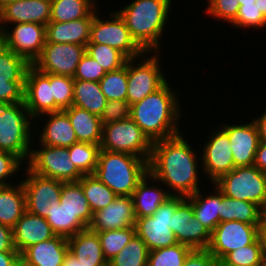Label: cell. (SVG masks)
<instances>
[{"label": "cell", "mask_w": 266, "mask_h": 266, "mask_svg": "<svg viewBox=\"0 0 266 266\" xmlns=\"http://www.w3.org/2000/svg\"><path fill=\"white\" fill-rule=\"evenodd\" d=\"M0 41L32 65L46 43V26L30 22L9 24L0 33Z\"/></svg>", "instance_id": "obj_14"}, {"label": "cell", "mask_w": 266, "mask_h": 266, "mask_svg": "<svg viewBox=\"0 0 266 266\" xmlns=\"http://www.w3.org/2000/svg\"><path fill=\"white\" fill-rule=\"evenodd\" d=\"M25 178L22 186L26 197V210L32 214L47 218L60 201L61 189L64 182L48 178L32 172L25 166Z\"/></svg>", "instance_id": "obj_13"}, {"label": "cell", "mask_w": 266, "mask_h": 266, "mask_svg": "<svg viewBox=\"0 0 266 266\" xmlns=\"http://www.w3.org/2000/svg\"><path fill=\"white\" fill-rule=\"evenodd\" d=\"M169 197L166 187L148 172L132 194L136 218L152 216Z\"/></svg>", "instance_id": "obj_24"}, {"label": "cell", "mask_w": 266, "mask_h": 266, "mask_svg": "<svg viewBox=\"0 0 266 266\" xmlns=\"http://www.w3.org/2000/svg\"><path fill=\"white\" fill-rule=\"evenodd\" d=\"M14 184L0 185V224L11 228L26 211V197L21 180Z\"/></svg>", "instance_id": "obj_29"}, {"label": "cell", "mask_w": 266, "mask_h": 266, "mask_svg": "<svg viewBox=\"0 0 266 266\" xmlns=\"http://www.w3.org/2000/svg\"><path fill=\"white\" fill-rule=\"evenodd\" d=\"M24 103L31 117L55 112L52 96V74L42 73L34 66L27 68L24 83Z\"/></svg>", "instance_id": "obj_18"}, {"label": "cell", "mask_w": 266, "mask_h": 266, "mask_svg": "<svg viewBox=\"0 0 266 266\" xmlns=\"http://www.w3.org/2000/svg\"><path fill=\"white\" fill-rule=\"evenodd\" d=\"M74 78L52 74V96L55 99V112L65 110L73 104Z\"/></svg>", "instance_id": "obj_45"}, {"label": "cell", "mask_w": 266, "mask_h": 266, "mask_svg": "<svg viewBox=\"0 0 266 266\" xmlns=\"http://www.w3.org/2000/svg\"><path fill=\"white\" fill-rule=\"evenodd\" d=\"M254 166L266 174V142L259 141Z\"/></svg>", "instance_id": "obj_54"}, {"label": "cell", "mask_w": 266, "mask_h": 266, "mask_svg": "<svg viewBox=\"0 0 266 266\" xmlns=\"http://www.w3.org/2000/svg\"><path fill=\"white\" fill-rule=\"evenodd\" d=\"M98 13L96 12L93 17L88 43L111 46L122 52L128 59L137 58L144 53L132 39L129 29L117 11L107 12L109 15V17L106 16L107 20L105 16L103 18Z\"/></svg>", "instance_id": "obj_11"}, {"label": "cell", "mask_w": 266, "mask_h": 266, "mask_svg": "<svg viewBox=\"0 0 266 266\" xmlns=\"http://www.w3.org/2000/svg\"><path fill=\"white\" fill-rule=\"evenodd\" d=\"M262 266H266V252H263Z\"/></svg>", "instance_id": "obj_63"}, {"label": "cell", "mask_w": 266, "mask_h": 266, "mask_svg": "<svg viewBox=\"0 0 266 266\" xmlns=\"http://www.w3.org/2000/svg\"><path fill=\"white\" fill-rule=\"evenodd\" d=\"M239 1V5H249V4H253L255 3L256 0H238Z\"/></svg>", "instance_id": "obj_61"}, {"label": "cell", "mask_w": 266, "mask_h": 266, "mask_svg": "<svg viewBox=\"0 0 266 266\" xmlns=\"http://www.w3.org/2000/svg\"><path fill=\"white\" fill-rule=\"evenodd\" d=\"M184 136L180 133L154 142L148 162L149 174L161 182L171 196L188 197L203 185L200 177L204 176L199 174L203 171L200 151L198 153Z\"/></svg>", "instance_id": "obj_1"}, {"label": "cell", "mask_w": 266, "mask_h": 266, "mask_svg": "<svg viewBox=\"0 0 266 266\" xmlns=\"http://www.w3.org/2000/svg\"><path fill=\"white\" fill-rule=\"evenodd\" d=\"M171 85L167 81L160 89L131 105L130 118L152 143L182 133L180 95Z\"/></svg>", "instance_id": "obj_2"}, {"label": "cell", "mask_w": 266, "mask_h": 266, "mask_svg": "<svg viewBox=\"0 0 266 266\" xmlns=\"http://www.w3.org/2000/svg\"><path fill=\"white\" fill-rule=\"evenodd\" d=\"M220 124V127L228 135L235 168L254 165L259 135L253 119L251 122H244V124L242 121L240 124H228L226 122Z\"/></svg>", "instance_id": "obj_19"}, {"label": "cell", "mask_w": 266, "mask_h": 266, "mask_svg": "<svg viewBox=\"0 0 266 266\" xmlns=\"http://www.w3.org/2000/svg\"><path fill=\"white\" fill-rule=\"evenodd\" d=\"M131 117V104L128 101H107L100 116L102 126Z\"/></svg>", "instance_id": "obj_51"}, {"label": "cell", "mask_w": 266, "mask_h": 266, "mask_svg": "<svg viewBox=\"0 0 266 266\" xmlns=\"http://www.w3.org/2000/svg\"><path fill=\"white\" fill-rule=\"evenodd\" d=\"M192 250L185 244L176 243L169 247L149 251L147 266H183Z\"/></svg>", "instance_id": "obj_41"}, {"label": "cell", "mask_w": 266, "mask_h": 266, "mask_svg": "<svg viewBox=\"0 0 266 266\" xmlns=\"http://www.w3.org/2000/svg\"><path fill=\"white\" fill-rule=\"evenodd\" d=\"M19 252H0V266H16Z\"/></svg>", "instance_id": "obj_57"}, {"label": "cell", "mask_w": 266, "mask_h": 266, "mask_svg": "<svg viewBox=\"0 0 266 266\" xmlns=\"http://www.w3.org/2000/svg\"><path fill=\"white\" fill-rule=\"evenodd\" d=\"M98 6L88 17L69 22L50 21L46 25V42L71 43L86 46L90 41V26Z\"/></svg>", "instance_id": "obj_25"}, {"label": "cell", "mask_w": 266, "mask_h": 266, "mask_svg": "<svg viewBox=\"0 0 266 266\" xmlns=\"http://www.w3.org/2000/svg\"><path fill=\"white\" fill-rule=\"evenodd\" d=\"M213 184L228 197L266 208V174L254 165L236 167Z\"/></svg>", "instance_id": "obj_7"}, {"label": "cell", "mask_w": 266, "mask_h": 266, "mask_svg": "<svg viewBox=\"0 0 266 266\" xmlns=\"http://www.w3.org/2000/svg\"><path fill=\"white\" fill-rule=\"evenodd\" d=\"M263 249L257 238L252 244L228 253L221 262L226 266H262Z\"/></svg>", "instance_id": "obj_43"}, {"label": "cell", "mask_w": 266, "mask_h": 266, "mask_svg": "<svg viewBox=\"0 0 266 266\" xmlns=\"http://www.w3.org/2000/svg\"><path fill=\"white\" fill-rule=\"evenodd\" d=\"M208 6L205 8V13L207 16H211L212 19L225 21L231 24L239 11V1L238 0H207Z\"/></svg>", "instance_id": "obj_48"}, {"label": "cell", "mask_w": 266, "mask_h": 266, "mask_svg": "<svg viewBox=\"0 0 266 266\" xmlns=\"http://www.w3.org/2000/svg\"><path fill=\"white\" fill-rule=\"evenodd\" d=\"M257 226L235 220L220 222L211 233L207 250L221 261L228 253L252 244L258 238Z\"/></svg>", "instance_id": "obj_16"}, {"label": "cell", "mask_w": 266, "mask_h": 266, "mask_svg": "<svg viewBox=\"0 0 266 266\" xmlns=\"http://www.w3.org/2000/svg\"><path fill=\"white\" fill-rule=\"evenodd\" d=\"M160 54L161 52H144L137 58L127 60V101L131 105L169 81L162 70L164 67L161 66Z\"/></svg>", "instance_id": "obj_6"}, {"label": "cell", "mask_w": 266, "mask_h": 266, "mask_svg": "<svg viewBox=\"0 0 266 266\" xmlns=\"http://www.w3.org/2000/svg\"><path fill=\"white\" fill-rule=\"evenodd\" d=\"M183 196H171L149 217L136 219V234L146 244L149 251L165 248L178 243L171 230L172 216Z\"/></svg>", "instance_id": "obj_10"}, {"label": "cell", "mask_w": 266, "mask_h": 266, "mask_svg": "<svg viewBox=\"0 0 266 266\" xmlns=\"http://www.w3.org/2000/svg\"><path fill=\"white\" fill-rule=\"evenodd\" d=\"M104 258L109 261L124 248L136 234L135 227L97 232Z\"/></svg>", "instance_id": "obj_40"}, {"label": "cell", "mask_w": 266, "mask_h": 266, "mask_svg": "<svg viewBox=\"0 0 266 266\" xmlns=\"http://www.w3.org/2000/svg\"><path fill=\"white\" fill-rule=\"evenodd\" d=\"M52 231L57 236L70 238L88 227L73 213L64 208L63 203L56 202V207L46 218Z\"/></svg>", "instance_id": "obj_36"}, {"label": "cell", "mask_w": 266, "mask_h": 266, "mask_svg": "<svg viewBox=\"0 0 266 266\" xmlns=\"http://www.w3.org/2000/svg\"><path fill=\"white\" fill-rule=\"evenodd\" d=\"M36 120L44 123L38 124L36 123ZM36 124L43 125L42 129L38 131L40 133L37 134L39 135V137H36L39 139L35 140L42 145L69 148L70 146L78 142L75 130L71 126L70 120L63 110L43 114L37 117L34 120V126Z\"/></svg>", "instance_id": "obj_22"}, {"label": "cell", "mask_w": 266, "mask_h": 266, "mask_svg": "<svg viewBox=\"0 0 266 266\" xmlns=\"http://www.w3.org/2000/svg\"><path fill=\"white\" fill-rule=\"evenodd\" d=\"M68 251L74 255L83 266H108L104 258L98 233L89 228L78 232L67 239Z\"/></svg>", "instance_id": "obj_26"}, {"label": "cell", "mask_w": 266, "mask_h": 266, "mask_svg": "<svg viewBox=\"0 0 266 266\" xmlns=\"http://www.w3.org/2000/svg\"><path fill=\"white\" fill-rule=\"evenodd\" d=\"M100 150V145L88 142H77L68 148L71 161L83 175L95 173Z\"/></svg>", "instance_id": "obj_38"}, {"label": "cell", "mask_w": 266, "mask_h": 266, "mask_svg": "<svg viewBox=\"0 0 266 266\" xmlns=\"http://www.w3.org/2000/svg\"><path fill=\"white\" fill-rule=\"evenodd\" d=\"M68 252L67 238L54 237L26 248L20 255L37 266H62Z\"/></svg>", "instance_id": "obj_27"}, {"label": "cell", "mask_w": 266, "mask_h": 266, "mask_svg": "<svg viewBox=\"0 0 266 266\" xmlns=\"http://www.w3.org/2000/svg\"><path fill=\"white\" fill-rule=\"evenodd\" d=\"M253 121L258 129L259 141L266 142V109L261 116L253 117Z\"/></svg>", "instance_id": "obj_56"}, {"label": "cell", "mask_w": 266, "mask_h": 266, "mask_svg": "<svg viewBox=\"0 0 266 266\" xmlns=\"http://www.w3.org/2000/svg\"><path fill=\"white\" fill-rule=\"evenodd\" d=\"M86 52L95 59L106 72L120 69L128 60L122 52L105 44L87 43Z\"/></svg>", "instance_id": "obj_42"}, {"label": "cell", "mask_w": 266, "mask_h": 266, "mask_svg": "<svg viewBox=\"0 0 266 266\" xmlns=\"http://www.w3.org/2000/svg\"><path fill=\"white\" fill-rule=\"evenodd\" d=\"M219 260L207 249H193L186 257L183 266H218Z\"/></svg>", "instance_id": "obj_52"}, {"label": "cell", "mask_w": 266, "mask_h": 266, "mask_svg": "<svg viewBox=\"0 0 266 266\" xmlns=\"http://www.w3.org/2000/svg\"><path fill=\"white\" fill-rule=\"evenodd\" d=\"M38 144L39 149L32 145L26 163L32 172L64 183L78 182L83 176L71 161L68 148Z\"/></svg>", "instance_id": "obj_9"}, {"label": "cell", "mask_w": 266, "mask_h": 266, "mask_svg": "<svg viewBox=\"0 0 266 266\" xmlns=\"http://www.w3.org/2000/svg\"><path fill=\"white\" fill-rule=\"evenodd\" d=\"M24 163L15 155L0 151V185H12ZM15 175V176H14ZM12 182V183H11Z\"/></svg>", "instance_id": "obj_50"}, {"label": "cell", "mask_w": 266, "mask_h": 266, "mask_svg": "<svg viewBox=\"0 0 266 266\" xmlns=\"http://www.w3.org/2000/svg\"><path fill=\"white\" fill-rule=\"evenodd\" d=\"M148 162L136 155L100 150L94 174L117 196H132L148 173Z\"/></svg>", "instance_id": "obj_4"}, {"label": "cell", "mask_w": 266, "mask_h": 266, "mask_svg": "<svg viewBox=\"0 0 266 266\" xmlns=\"http://www.w3.org/2000/svg\"><path fill=\"white\" fill-rule=\"evenodd\" d=\"M60 202L63 203L64 208L77 215L89 227L92 222L93 212L79 182L63 183Z\"/></svg>", "instance_id": "obj_34"}, {"label": "cell", "mask_w": 266, "mask_h": 266, "mask_svg": "<svg viewBox=\"0 0 266 266\" xmlns=\"http://www.w3.org/2000/svg\"><path fill=\"white\" fill-rule=\"evenodd\" d=\"M0 252H18L14 246L13 228L0 224Z\"/></svg>", "instance_id": "obj_53"}, {"label": "cell", "mask_w": 266, "mask_h": 266, "mask_svg": "<svg viewBox=\"0 0 266 266\" xmlns=\"http://www.w3.org/2000/svg\"><path fill=\"white\" fill-rule=\"evenodd\" d=\"M257 235L263 252H266V212L263 211L257 226Z\"/></svg>", "instance_id": "obj_55"}, {"label": "cell", "mask_w": 266, "mask_h": 266, "mask_svg": "<svg viewBox=\"0 0 266 266\" xmlns=\"http://www.w3.org/2000/svg\"><path fill=\"white\" fill-rule=\"evenodd\" d=\"M132 196H117L108 206L93 213L89 229L94 232L135 227Z\"/></svg>", "instance_id": "obj_20"}, {"label": "cell", "mask_w": 266, "mask_h": 266, "mask_svg": "<svg viewBox=\"0 0 266 266\" xmlns=\"http://www.w3.org/2000/svg\"><path fill=\"white\" fill-rule=\"evenodd\" d=\"M14 1H18V0H0V9L3 8L6 4L10 2H14Z\"/></svg>", "instance_id": "obj_62"}, {"label": "cell", "mask_w": 266, "mask_h": 266, "mask_svg": "<svg viewBox=\"0 0 266 266\" xmlns=\"http://www.w3.org/2000/svg\"><path fill=\"white\" fill-rule=\"evenodd\" d=\"M174 0H133L118 14L124 20L132 39L144 52H161V38L167 31ZM171 9V10H170Z\"/></svg>", "instance_id": "obj_3"}, {"label": "cell", "mask_w": 266, "mask_h": 266, "mask_svg": "<svg viewBox=\"0 0 266 266\" xmlns=\"http://www.w3.org/2000/svg\"><path fill=\"white\" fill-rule=\"evenodd\" d=\"M106 103L107 99L101 91L99 82L74 80L73 106L100 117Z\"/></svg>", "instance_id": "obj_32"}, {"label": "cell", "mask_w": 266, "mask_h": 266, "mask_svg": "<svg viewBox=\"0 0 266 266\" xmlns=\"http://www.w3.org/2000/svg\"><path fill=\"white\" fill-rule=\"evenodd\" d=\"M152 145L131 118L103 126L101 150L128 153L149 161Z\"/></svg>", "instance_id": "obj_8"}, {"label": "cell", "mask_w": 266, "mask_h": 266, "mask_svg": "<svg viewBox=\"0 0 266 266\" xmlns=\"http://www.w3.org/2000/svg\"><path fill=\"white\" fill-rule=\"evenodd\" d=\"M30 64L20 55L15 54L0 41V76L25 77Z\"/></svg>", "instance_id": "obj_44"}, {"label": "cell", "mask_w": 266, "mask_h": 266, "mask_svg": "<svg viewBox=\"0 0 266 266\" xmlns=\"http://www.w3.org/2000/svg\"><path fill=\"white\" fill-rule=\"evenodd\" d=\"M25 77L0 76V105L24 102Z\"/></svg>", "instance_id": "obj_47"}, {"label": "cell", "mask_w": 266, "mask_h": 266, "mask_svg": "<svg viewBox=\"0 0 266 266\" xmlns=\"http://www.w3.org/2000/svg\"><path fill=\"white\" fill-rule=\"evenodd\" d=\"M107 72L87 52L82 56L75 74L74 80L99 82Z\"/></svg>", "instance_id": "obj_49"}, {"label": "cell", "mask_w": 266, "mask_h": 266, "mask_svg": "<svg viewBox=\"0 0 266 266\" xmlns=\"http://www.w3.org/2000/svg\"><path fill=\"white\" fill-rule=\"evenodd\" d=\"M78 182L93 213L105 208L117 197L95 174L83 175Z\"/></svg>", "instance_id": "obj_35"}, {"label": "cell", "mask_w": 266, "mask_h": 266, "mask_svg": "<svg viewBox=\"0 0 266 266\" xmlns=\"http://www.w3.org/2000/svg\"><path fill=\"white\" fill-rule=\"evenodd\" d=\"M85 53L86 46L46 42L40 56L32 66L42 73L73 77Z\"/></svg>", "instance_id": "obj_15"}, {"label": "cell", "mask_w": 266, "mask_h": 266, "mask_svg": "<svg viewBox=\"0 0 266 266\" xmlns=\"http://www.w3.org/2000/svg\"><path fill=\"white\" fill-rule=\"evenodd\" d=\"M255 3L259 7V10L262 12L263 16L266 18V0H256Z\"/></svg>", "instance_id": "obj_59"}, {"label": "cell", "mask_w": 266, "mask_h": 266, "mask_svg": "<svg viewBox=\"0 0 266 266\" xmlns=\"http://www.w3.org/2000/svg\"><path fill=\"white\" fill-rule=\"evenodd\" d=\"M16 266H37L26 261L21 255L19 256Z\"/></svg>", "instance_id": "obj_60"}, {"label": "cell", "mask_w": 266, "mask_h": 266, "mask_svg": "<svg viewBox=\"0 0 266 266\" xmlns=\"http://www.w3.org/2000/svg\"><path fill=\"white\" fill-rule=\"evenodd\" d=\"M33 122L24 102L1 104L0 151L17 156L26 165L34 141L32 131H38Z\"/></svg>", "instance_id": "obj_5"}, {"label": "cell", "mask_w": 266, "mask_h": 266, "mask_svg": "<svg viewBox=\"0 0 266 266\" xmlns=\"http://www.w3.org/2000/svg\"><path fill=\"white\" fill-rule=\"evenodd\" d=\"M127 62L120 69L107 72L99 81L107 101H127Z\"/></svg>", "instance_id": "obj_39"}, {"label": "cell", "mask_w": 266, "mask_h": 266, "mask_svg": "<svg viewBox=\"0 0 266 266\" xmlns=\"http://www.w3.org/2000/svg\"><path fill=\"white\" fill-rule=\"evenodd\" d=\"M218 266H226L221 261H219Z\"/></svg>", "instance_id": "obj_64"}, {"label": "cell", "mask_w": 266, "mask_h": 266, "mask_svg": "<svg viewBox=\"0 0 266 266\" xmlns=\"http://www.w3.org/2000/svg\"><path fill=\"white\" fill-rule=\"evenodd\" d=\"M262 212L263 210L253 202L234 199L221 192L220 222L235 220L258 225Z\"/></svg>", "instance_id": "obj_31"}, {"label": "cell", "mask_w": 266, "mask_h": 266, "mask_svg": "<svg viewBox=\"0 0 266 266\" xmlns=\"http://www.w3.org/2000/svg\"><path fill=\"white\" fill-rule=\"evenodd\" d=\"M62 266H83L69 251L66 253Z\"/></svg>", "instance_id": "obj_58"}, {"label": "cell", "mask_w": 266, "mask_h": 266, "mask_svg": "<svg viewBox=\"0 0 266 266\" xmlns=\"http://www.w3.org/2000/svg\"><path fill=\"white\" fill-rule=\"evenodd\" d=\"M205 144L201 147V167L203 172V184L205 178L209 184H213L220 177L227 174L235 168L231 144L227 133L218 125L212 132H209Z\"/></svg>", "instance_id": "obj_12"}, {"label": "cell", "mask_w": 266, "mask_h": 266, "mask_svg": "<svg viewBox=\"0 0 266 266\" xmlns=\"http://www.w3.org/2000/svg\"><path fill=\"white\" fill-rule=\"evenodd\" d=\"M236 29H244L249 31V29H256L255 31L265 30L266 28V18L263 16L262 12L256 3L249 5H240L238 14L235 20L230 24Z\"/></svg>", "instance_id": "obj_46"}, {"label": "cell", "mask_w": 266, "mask_h": 266, "mask_svg": "<svg viewBox=\"0 0 266 266\" xmlns=\"http://www.w3.org/2000/svg\"><path fill=\"white\" fill-rule=\"evenodd\" d=\"M171 219V230L178 243L192 249L208 248L211 233L193 215L192 204L186 197L178 204Z\"/></svg>", "instance_id": "obj_17"}, {"label": "cell", "mask_w": 266, "mask_h": 266, "mask_svg": "<svg viewBox=\"0 0 266 266\" xmlns=\"http://www.w3.org/2000/svg\"><path fill=\"white\" fill-rule=\"evenodd\" d=\"M51 17V0H18L0 9V33L15 23L47 25Z\"/></svg>", "instance_id": "obj_21"}, {"label": "cell", "mask_w": 266, "mask_h": 266, "mask_svg": "<svg viewBox=\"0 0 266 266\" xmlns=\"http://www.w3.org/2000/svg\"><path fill=\"white\" fill-rule=\"evenodd\" d=\"M55 234L45 218L25 211L13 227V240L16 250L21 254L29 246L54 237Z\"/></svg>", "instance_id": "obj_23"}, {"label": "cell", "mask_w": 266, "mask_h": 266, "mask_svg": "<svg viewBox=\"0 0 266 266\" xmlns=\"http://www.w3.org/2000/svg\"><path fill=\"white\" fill-rule=\"evenodd\" d=\"M98 4L97 0H51L50 21L69 22L86 18Z\"/></svg>", "instance_id": "obj_33"}, {"label": "cell", "mask_w": 266, "mask_h": 266, "mask_svg": "<svg viewBox=\"0 0 266 266\" xmlns=\"http://www.w3.org/2000/svg\"><path fill=\"white\" fill-rule=\"evenodd\" d=\"M149 250L135 234L121 251L108 261V266H147Z\"/></svg>", "instance_id": "obj_37"}, {"label": "cell", "mask_w": 266, "mask_h": 266, "mask_svg": "<svg viewBox=\"0 0 266 266\" xmlns=\"http://www.w3.org/2000/svg\"><path fill=\"white\" fill-rule=\"evenodd\" d=\"M214 192H207L200 188L193 195L186 197L192 204L193 215L198 219L205 228L212 233L216 226L220 223V204H221V191L212 184ZM205 191V192H204ZM205 194V195H204Z\"/></svg>", "instance_id": "obj_28"}, {"label": "cell", "mask_w": 266, "mask_h": 266, "mask_svg": "<svg viewBox=\"0 0 266 266\" xmlns=\"http://www.w3.org/2000/svg\"><path fill=\"white\" fill-rule=\"evenodd\" d=\"M63 111L75 130L78 142L101 144L103 126L99 116L73 105Z\"/></svg>", "instance_id": "obj_30"}]
</instances>
